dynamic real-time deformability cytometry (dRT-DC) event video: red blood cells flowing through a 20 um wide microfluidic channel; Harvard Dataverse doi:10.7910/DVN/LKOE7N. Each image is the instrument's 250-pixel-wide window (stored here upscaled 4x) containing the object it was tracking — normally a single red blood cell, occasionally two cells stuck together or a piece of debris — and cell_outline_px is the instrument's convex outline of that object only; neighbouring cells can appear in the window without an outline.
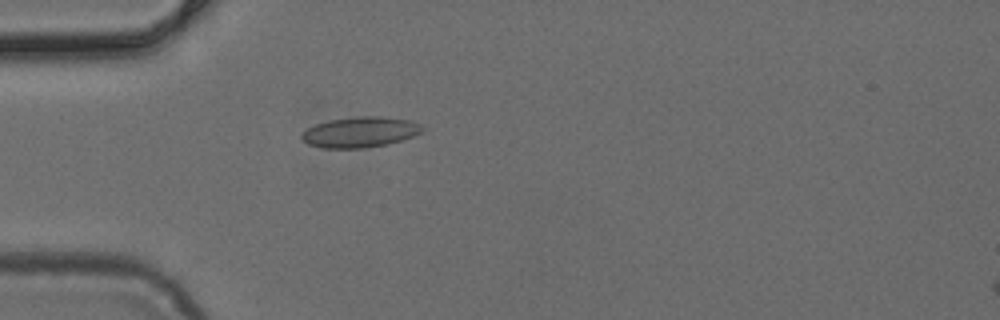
{"species": "common noctule bat (a hibernating species)", "species_latin": "Nyctalus noctula", "temperature_condition": "cold", "stored_images_in_passage": 37, "camera_frame_rate_fps": 3000, "um_per_image_px": 0.085, "animal": {"sex": "female", "body_mass_g": 24.6, "forearm_length_mm": 56.2}, "frame": {"image": 1, "passage_image": 2, "time_ms": 0.333, "image_size_px": [1000, 320], "cell_outline_px": [[424, 132], [388, 144], [364, 148], [324, 148], [308, 144], [300, 136], [300, 132], [316, 124], [328, 120], [356, 116], [380, 116], [412, 120], [420, 124], [424, 128]], "centroid_in_image_um": [30.62, 11.22], "position_along_channel_um": 54.4, "area_um2": 21.62}}
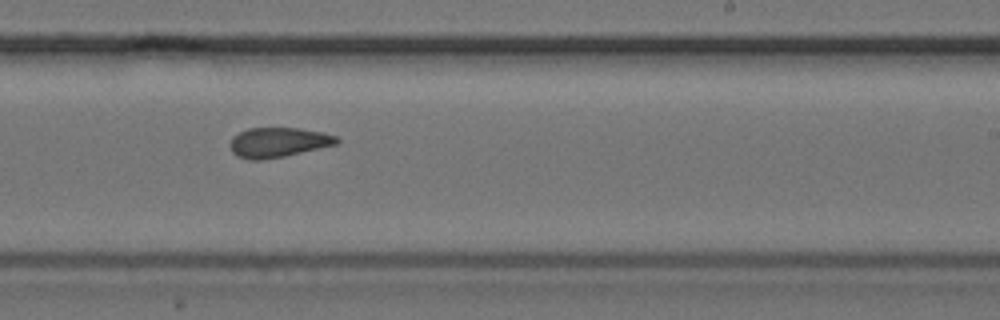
{"frame": {"image": 2, "passage_image": 18, "time_ms": 5.667, "image_size_px": [1000, 320], "cell_outline_px": [[340, 140], [336, 144], [284, 156], [260, 160], [248, 160], [236, 156], [232, 152], [228, 144], [232, 136], [248, 128], [300, 128], [324, 132], [336, 136]], "centroid_in_image_um": [23.6, 12.1], "position_along_channel_um": 265.4, "area_um2": 18.61}}
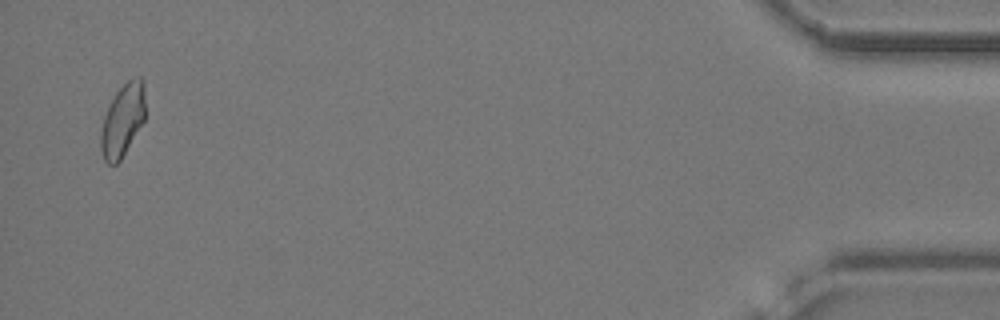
{"frame": {"image": 3, "passage_image": 36, "time_ms": 11.667, "image_size_px": [1000, 320], "cell_outline_px": [[144, 120], [120, 160], [116, 164], [108, 164], [104, 160], [100, 148], [100, 132], [104, 116], [116, 92], [132, 76], [140, 76], [144, 80]], "centroid_in_image_um": [10.42, 10.19], "position_along_channel_um": 424.8, "area_um2": 18.61}}